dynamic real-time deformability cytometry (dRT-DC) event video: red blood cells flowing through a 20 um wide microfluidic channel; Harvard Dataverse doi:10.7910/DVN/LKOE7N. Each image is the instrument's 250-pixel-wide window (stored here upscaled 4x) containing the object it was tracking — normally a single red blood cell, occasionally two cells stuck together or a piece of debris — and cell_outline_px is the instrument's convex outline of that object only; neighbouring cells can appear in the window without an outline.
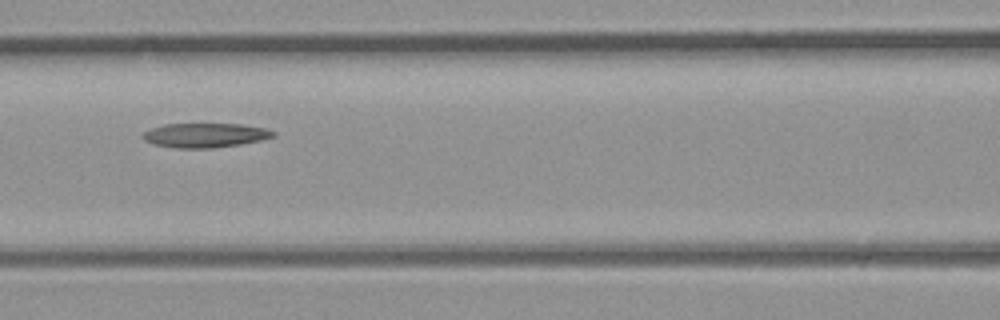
{"species": "common noctule bat (a hibernating species)", "species_latin": "Nyctalus noctula", "temperature_condition": "room temperature", "stored_images_in_passage": 3, "camera_frame_rate_fps": 3000, "um_per_image_px": 0.085, "animal": {"sex": "male", "body_mass_g": 23.1, "forearm_length_mm": 52.7}, "frame": {"image": 1, "passage_image": 3, "time_ms": 0.667, "image_size_px": [1000, 320], "cell_outline_px": [[276, 136], [260, 140], [240, 144], [212, 148], [172, 148], [152, 144], [144, 140], [140, 136], [144, 132], [152, 128], [164, 124], [240, 124], [264, 128], [276, 132]], "centroid_in_image_um": [17.39, 11.5], "position_along_channel_um": 149.2, "area_um2": 18.55}}